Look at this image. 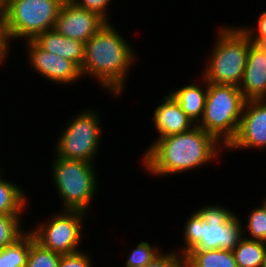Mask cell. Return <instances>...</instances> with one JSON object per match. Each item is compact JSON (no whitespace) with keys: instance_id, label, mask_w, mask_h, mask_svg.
Here are the masks:
<instances>
[{"instance_id":"obj_1","label":"cell","mask_w":266,"mask_h":267,"mask_svg":"<svg viewBox=\"0 0 266 267\" xmlns=\"http://www.w3.org/2000/svg\"><path fill=\"white\" fill-rule=\"evenodd\" d=\"M222 148L214 136L196 125L187 132L154 141L144 153L142 163L149 173L164 177L209 164Z\"/></svg>"},{"instance_id":"obj_2","label":"cell","mask_w":266,"mask_h":267,"mask_svg":"<svg viewBox=\"0 0 266 267\" xmlns=\"http://www.w3.org/2000/svg\"><path fill=\"white\" fill-rule=\"evenodd\" d=\"M133 52L124 37L106 21L85 43L81 75L95 77L107 91L119 96L125 88L128 70L135 62Z\"/></svg>"},{"instance_id":"obj_3","label":"cell","mask_w":266,"mask_h":267,"mask_svg":"<svg viewBox=\"0 0 266 267\" xmlns=\"http://www.w3.org/2000/svg\"><path fill=\"white\" fill-rule=\"evenodd\" d=\"M245 102L239 86L207 82L204 113L197 126L226 148L237 135Z\"/></svg>"},{"instance_id":"obj_4","label":"cell","mask_w":266,"mask_h":267,"mask_svg":"<svg viewBox=\"0 0 266 267\" xmlns=\"http://www.w3.org/2000/svg\"><path fill=\"white\" fill-rule=\"evenodd\" d=\"M218 35L202 77L208 83L239 86L252 42L241 27L224 26Z\"/></svg>"},{"instance_id":"obj_5","label":"cell","mask_w":266,"mask_h":267,"mask_svg":"<svg viewBox=\"0 0 266 267\" xmlns=\"http://www.w3.org/2000/svg\"><path fill=\"white\" fill-rule=\"evenodd\" d=\"M52 163V182L62 199L64 210L87 212L98 189L94 164L56 155Z\"/></svg>"},{"instance_id":"obj_6","label":"cell","mask_w":266,"mask_h":267,"mask_svg":"<svg viewBox=\"0 0 266 267\" xmlns=\"http://www.w3.org/2000/svg\"><path fill=\"white\" fill-rule=\"evenodd\" d=\"M65 0H12L4 16L11 40H33L37 35L54 29Z\"/></svg>"},{"instance_id":"obj_7","label":"cell","mask_w":266,"mask_h":267,"mask_svg":"<svg viewBox=\"0 0 266 267\" xmlns=\"http://www.w3.org/2000/svg\"><path fill=\"white\" fill-rule=\"evenodd\" d=\"M98 114L92 110L81 111L68 122L56 144V156L92 163L98 153L102 135Z\"/></svg>"},{"instance_id":"obj_8","label":"cell","mask_w":266,"mask_h":267,"mask_svg":"<svg viewBox=\"0 0 266 267\" xmlns=\"http://www.w3.org/2000/svg\"><path fill=\"white\" fill-rule=\"evenodd\" d=\"M197 211L202 216V226L200 241L192 249L233 250L245 235L241 220L227 208L207 205Z\"/></svg>"},{"instance_id":"obj_9","label":"cell","mask_w":266,"mask_h":267,"mask_svg":"<svg viewBox=\"0 0 266 267\" xmlns=\"http://www.w3.org/2000/svg\"><path fill=\"white\" fill-rule=\"evenodd\" d=\"M64 211L30 231L44 248L61 255L79 251L78 247L83 237L81 229L86 215V212L80 210Z\"/></svg>"},{"instance_id":"obj_10","label":"cell","mask_w":266,"mask_h":267,"mask_svg":"<svg viewBox=\"0 0 266 267\" xmlns=\"http://www.w3.org/2000/svg\"><path fill=\"white\" fill-rule=\"evenodd\" d=\"M97 12L76 6L65 0L58 13L54 29L62 36L86 43L105 24Z\"/></svg>"},{"instance_id":"obj_11","label":"cell","mask_w":266,"mask_h":267,"mask_svg":"<svg viewBox=\"0 0 266 267\" xmlns=\"http://www.w3.org/2000/svg\"><path fill=\"white\" fill-rule=\"evenodd\" d=\"M266 147V99L245 102L236 137L225 149Z\"/></svg>"},{"instance_id":"obj_12","label":"cell","mask_w":266,"mask_h":267,"mask_svg":"<svg viewBox=\"0 0 266 267\" xmlns=\"http://www.w3.org/2000/svg\"><path fill=\"white\" fill-rule=\"evenodd\" d=\"M30 66L47 80L71 84L82 77L80 69L70 60L41 49L33 40H26Z\"/></svg>"},{"instance_id":"obj_13","label":"cell","mask_w":266,"mask_h":267,"mask_svg":"<svg viewBox=\"0 0 266 267\" xmlns=\"http://www.w3.org/2000/svg\"><path fill=\"white\" fill-rule=\"evenodd\" d=\"M239 89L246 101L266 99V54L257 44L250 45Z\"/></svg>"},{"instance_id":"obj_14","label":"cell","mask_w":266,"mask_h":267,"mask_svg":"<svg viewBox=\"0 0 266 267\" xmlns=\"http://www.w3.org/2000/svg\"><path fill=\"white\" fill-rule=\"evenodd\" d=\"M153 117L156 131L159 134L156 140L187 132L196 126L170 94L165 95L164 101L156 107Z\"/></svg>"},{"instance_id":"obj_15","label":"cell","mask_w":266,"mask_h":267,"mask_svg":"<svg viewBox=\"0 0 266 267\" xmlns=\"http://www.w3.org/2000/svg\"><path fill=\"white\" fill-rule=\"evenodd\" d=\"M33 41L41 49L72 61L79 69L82 67L84 42L62 36L55 29L40 33Z\"/></svg>"},{"instance_id":"obj_16","label":"cell","mask_w":266,"mask_h":267,"mask_svg":"<svg viewBox=\"0 0 266 267\" xmlns=\"http://www.w3.org/2000/svg\"><path fill=\"white\" fill-rule=\"evenodd\" d=\"M204 81V87L199 84H189L184 87L173 90L169 92V94L173 97V99L180 105L181 109L184 113L190 118V120L197 125L202 119L205 101L207 95V81L202 78Z\"/></svg>"},{"instance_id":"obj_17","label":"cell","mask_w":266,"mask_h":267,"mask_svg":"<svg viewBox=\"0 0 266 267\" xmlns=\"http://www.w3.org/2000/svg\"><path fill=\"white\" fill-rule=\"evenodd\" d=\"M184 267H237L230 249H191L184 255Z\"/></svg>"},{"instance_id":"obj_18","label":"cell","mask_w":266,"mask_h":267,"mask_svg":"<svg viewBox=\"0 0 266 267\" xmlns=\"http://www.w3.org/2000/svg\"><path fill=\"white\" fill-rule=\"evenodd\" d=\"M232 251L237 267H263L266 242L242 236Z\"/></svg>"},{"instance_id":"obj_19","label":"cell","mask_w":266,"mask_h":267,"mask_svg":"<svg viewBox=\"0 0 266 267\" xmlns=\"http://www.w3.org/2000/svg\"><path fill=\"white\" fill-rule=\"evenodd\" d=\"M16 185L0 176V214H22L25 211L28 199L20 186Z\"/></svg>"},{"instance_id":"obj_20","label":"cell","mask_w":266,"mask_h":267,"mask_svg":"<svg viewBox=\"0 0 266 267\" xmlns=\"http://www.w3.org/2000/svg\"><path fill=\"white\" fill-rule=\"evenodd\" d=\"M29 253V231L15 243L0 250V267H26Z\"/></svg>"},{"instance_id":"obj_21","label":"cell","mask_w":266,"mask_h":267,"mask_svg":"<svg viewBox=\"0 0 266 267\" xmlns=\"http://www.w3.org/2000/svg\"><path fill=\"white\" fill-rule=\"evenodd\" d=\"M61 254L44 248L29 231V253L26 267H59Z\"/></svg>"},{"instance_id":"obj_22","label":"cell","mask_w":266,"mask_h":267,"mask_svg":"<svg viewBox=\"0 0 266 267\" xmlns=\"http://www.w3.org/2000/svg\"><path fill=\"white\" fill-rule=\"evenodd\" d=\"M22 214H0V250L20 239L25 231H21ZM20 220V221H19Z\"/></svg>"},{"instance_id":"obj_23","label":"cell","mask_w":266,"mask_h":267,"mask_svg":"<svg viewBox=\"0 0 266 267\" xmlns=\"http://www.w3.org/2000/svg\"><path fill=\"white\" fill-rule=\"evenodd\" d=\"M184 226L183 233L185 247L178 250V252L183 256L200 241V231L202 226V216L200 213L198 211H194L187 219Z\"/></svg>"},{"instance_id":"obj_24","label":"cell","mask_w":266,"mask_h":267,"mask_svg":"<svg viewBox=\"0 0 266 267\" xmlns=\"http://www.w3.org/2000/svg\"><path fill=\"white\" fill-rule=\"evenodd\" d=\"M160 249L146 241L140 242L137 247H135L130 256L125 262V267H144L149 262H151L156 255L160 253Z\"/></svg>"},{"instance_id":"obj_25","label":"cell","mask_w":266,"mask_h":267,"mask_svg":"<svg viewBox=\"0 0 266 267\" xmlns=\"http://www.w3.org/2000/svg\"><path fill=\"white\" fill-rule=\"evenodd\" d=\"M248 232L253 240L266 242V207L261 205L252 209L248 215Z\"/></svg>"},{"instance_id":"obj_26","label":"cell","mask_w":266,"mask_h":267,"mask_svg":"<svg viewBox=\"0 0 266 267\" xmlns=\"http://www.w3.org/2000/svg\"><path fill=\"white\" fill-rule=\"evenodd\" d=\"M144 267H184V256L177 250L169 253L162 251Z\"/></svg>"},{"instance_id":"obj_27","label":"cell","mask_w":266,"mask_h":267,"mask_svg":"<svg viewBox=\"0 0 266 267\" xmlns=\"http://www.w3.org/2000/svg\"><path fill=\"white\" fill-rule=\"evenodd\" d=\"M91 265L89 255L82 251L63 254L59 261V267H92Z\"/></svg>"},{"instance_id":"obj_28","label":"cell","mask_w":266,"mask_h":267,"mask_svg":"<svg viewBox=\"0 0 266 267\" xmlns=\"http://www.w3.org/2000/svg\"><path fill=\"white\" fill-rule=\"evenodd\" d=\"M256 27L242 28V30L249 36L253 44L266 41V10L259 15Z\"/></svg>"},{"instance_id":"obj_29","label":"cell","mask_w":266,"mask_h":267,"mask_svg":"<svg viewBox=\"0 0 266 267\" xmlns=\"http://www.w3.org/2000/svg\"><path fill=\"white\" fill-rule=\"evenodd\" d=\"M76 6L87 9L90 11L97 12L101 17H103L106 21H109V17H107V7L109 6L110 0H70Z\"/></svg>"},{"instance_id":"obj_30","label":"cell","mask_w":266,"mask_h":267,"mask_svg":"<svg viewBox=\"0 0 266 267\" xmlns=\"http://www.w3.org/2000/svg\"><path fill=\"white\" fill-rule=\"evenodd\" d=\"M11 38L10 36H0V63H4L3 61L7 58L9 53V45ZM7 55V56H6Z\"/></svg>"},{"instance_id":"obj_31","label":"cell","mask_w":266,"mask_h":267,"mask_svg":"<svg viewBox=\"0 0 266 267\" xmlns=\"http://www.w3.org/2000/svg\"><path fill=\"white\" fill-rule=\"evenodd\" d=\"M0 36H9L5 27L4 16L0 15Z\"/></svg>"},{"instance_id":"obj_32","label":"cell","mask_w":266,"mask_h":267,"mask_svg":"<svg viewBox=\"0 0 266 267\" xmlns=\"http://www.w3.org/2000/svg\"><path fill=\"white\" fill-rule=\"evenodd\" d=\"M8 8V3L6 0H0V15L5 16Z\"/></svg>"},{"instance_id":"obj_33","label":"cell","mask_w":266,"mask_h":267,"mask_svg":"<svg viewBox=\"0 0 266 267\" xmlns=\"http://www.w3.org/2000/svg\"><path fill=\"white\" fill-rule=\"evenodd\" d=\"M257 45L266 54V41H264V42H258Z\"/></svg>"},{"instance_id":"obj_34","label":"cell","mask_w":266,"mask_h":267,"mask_svg":"<svg viewBox=\"0 0 266 267\" xmlns=\"http://www.w3.org/2000/svg\"><path fill=\"white\" fill-rule=\"evenodd\" d=\"M263 267H266V252H265V258H264V265Z\"/></svg>"},{"instance_id":"obj_35","label":"cell","mask_w":266,"mask_h":267,"mask_svg":"<svg viewBox=\"0 0 266 267\" xmlns=\"http://www.w3.org/2000/svg\"><path fill=\"white\" fill-rule=\"evenodd\" d=\"M263 205L266 207V199L263 201Z\"/></svg>"}]
</instances>
